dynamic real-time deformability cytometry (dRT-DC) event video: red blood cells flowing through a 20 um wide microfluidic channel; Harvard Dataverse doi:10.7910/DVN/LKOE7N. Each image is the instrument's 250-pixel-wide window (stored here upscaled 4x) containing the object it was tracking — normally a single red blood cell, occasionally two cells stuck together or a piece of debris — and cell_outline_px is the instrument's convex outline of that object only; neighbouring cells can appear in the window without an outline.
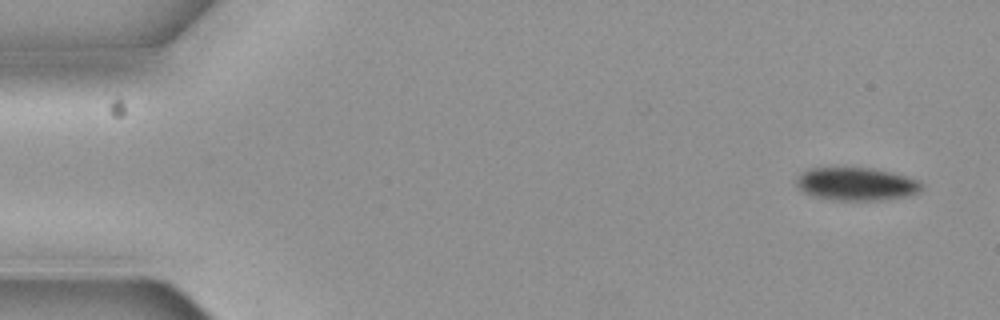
{"species": "common noctule bat (a hibernating species)", "species_latin": "Nyctalus noctula", "temperature_condition": "cold", "stored_images_in_passage": 4, "camera_frame_rate_fps": 3000, "um_per_image_px": 0.085, "animal": {"sex": "female", "body_mass_g": 19.3, "forearm_length_mm": 54.1}, "frame": {"image": 1, "passage_image": 1, "time_ms": 0.0, "image_size_px": [1000, 320], "cell_outline_px": [[924, 188], [920, 192], [908, 196], [884, 200], [832, 200], [812, 196], [804, 192], [796, 184], [796, 176], [808, 168], [872, 168], [892, 172], [920, 180], [924, 184]], "centroid_in_image_um": [72.83, 15.64], "position_along_channel_um": 12.2, "area_um2": 24.45}}